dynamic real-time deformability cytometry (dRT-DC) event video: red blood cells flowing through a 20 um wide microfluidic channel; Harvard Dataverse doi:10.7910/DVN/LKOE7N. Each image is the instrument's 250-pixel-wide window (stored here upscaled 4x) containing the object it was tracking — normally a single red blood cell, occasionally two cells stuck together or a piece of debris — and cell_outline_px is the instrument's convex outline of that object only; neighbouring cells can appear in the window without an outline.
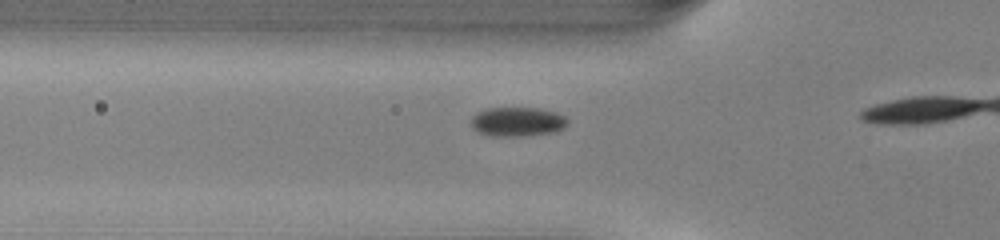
{"species": "common noctule bat (a hibernating species)", "species_latin": "Nyctalus noctula", "temperature_condition": "warm", "stored_images_in_passage": 13, "camera_frame_rate_fps": 3000, "um_per_image_px": 0.085, "animal": {"sex": "male", "body_mass_g": 13.0, "forearm_length_mm": 53.1}, "frame": {"image": 1, "passage_image": 11, "time_ms": 3.333, "image_size_px": [1000, 240], "cell_outline_px": [[568, 124], [564, 128], [552, 132], [524, 136], [488, 136], [472, 128], [472, 116], [476, 112], [488, 108], [540, 108], [556, 112], [564, 116], [568, 120]], "centroid_in_image_um": [43.98, 10.34], "position_along_channel_um": 81.8, "area_um2": 16.53}}